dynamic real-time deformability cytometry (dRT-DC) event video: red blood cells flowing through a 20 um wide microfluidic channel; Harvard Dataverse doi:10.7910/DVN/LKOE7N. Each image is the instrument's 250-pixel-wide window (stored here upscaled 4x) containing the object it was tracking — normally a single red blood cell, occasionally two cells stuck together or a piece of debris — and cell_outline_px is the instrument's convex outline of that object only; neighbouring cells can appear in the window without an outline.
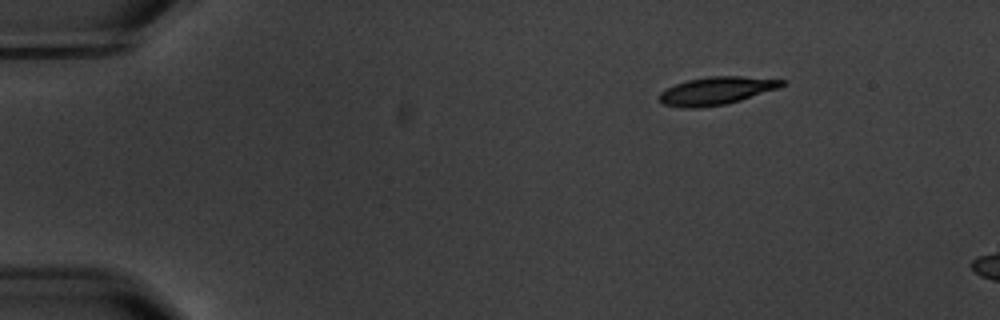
{"species": "common noctule bat (a hibernating species)", "species_latin": "Nyctalus noctula", "temperature_condition": "warm", "stored_images_in_passage": 7, "segment_of_instrument_passage": [2, 2], "camera_frame_rate_fps": 3000, "um_per_image_px": 0.085, "animal": {"sex": "male", "body_mass_g": 20.1, "forearm_length_mm": 53.5}, "frame": {"image": 1, "passage_image": 7, "time_ms": 7.0, "image_size_px": [1000, 320], "cell_outline_px": [[788, 80], [784, 84], [776, 88], [740, 100], [724, 104], [700, 108], [680, 108], [664, 104], [660, 100], [660, 92], [676, 84], [688, 80], [708, 76], [740, 76]], "centroid_in_image_um": [60.87, 7.71], "position_along_channel_um": 24.1, "area_um2": 19.59}}